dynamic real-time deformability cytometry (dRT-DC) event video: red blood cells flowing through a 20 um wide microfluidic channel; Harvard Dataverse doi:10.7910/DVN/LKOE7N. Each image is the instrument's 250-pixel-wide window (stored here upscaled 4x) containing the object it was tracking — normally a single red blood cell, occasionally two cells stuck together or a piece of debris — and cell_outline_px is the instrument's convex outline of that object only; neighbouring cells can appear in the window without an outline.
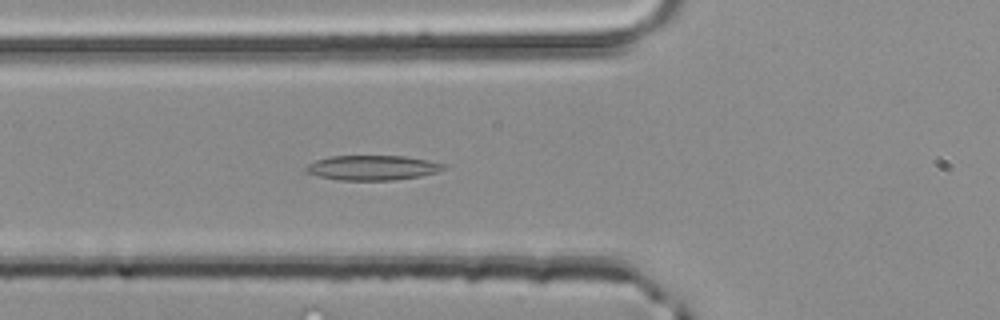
{"species": "common noctule bat (a hibernating species)", "species_latin": "Nyctalus noctula", "temperature_condition": "room temperature", "stored_images_in_passage": 43, "camera_frame_rate_fps": 3000, "um_per_image_px": 0.085, "animal": {"sex": "male", "body_mass_g": 20.4}, "frame": {"image": 1, "passage_image": 11, "time_ms": 3.333, "image_size_px": [1000, 320], "cell_outline_px": [[448, 168], [436, 172], [420, 176], [392, 180], [340, 180], [320, 176], [304, 172], [304, 168], [308, 164], [316, 160], [332, 156], [404, 156], [428, 160], [444, 164]], "centroid_in_image_um": [31.65, 14.25], "position_along_channel_um": 94.1, "area_um2": 19.83}}
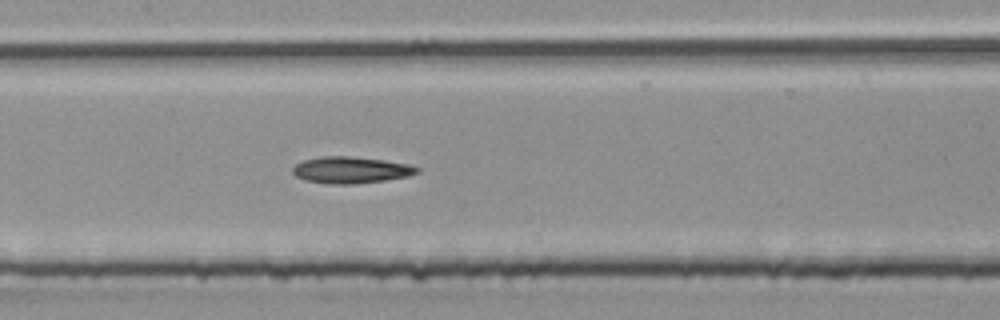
{"frame": {"image": 2, "passage_image": 17, "time_ms": 5.333, "image_size_px": [1000, 320], "cell_outline_px": [[420, 172], [408, 176], [384, 180], [352, 184], [328, 184], [304, 180], [296, 176], [292, 172], [292, 168], [296, 164], [304, 160], [320, 156], [352, 156], [384, 160], [408, 164], [420, 168]], "centroid_in_image_um": [29.81, 14.44], "position_along_channel_um": 177.6, "area_um2": 19.31}}
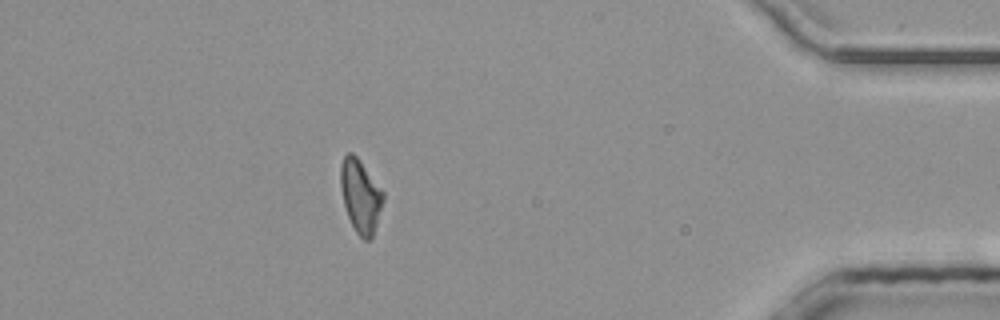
{"frame": {"image": 3, "passage_image": 37, "time_ms": 12.0, "image_size_px": [1000, 320], "cell_outline_px": [[384, 200], [372, 236], [368, 240], [364, 240], [356, 232], [348, 216], [344, 204], [340, 188], [340, 164], [344, 156], [348, 152], [352, 152], [360, 160], [384, 192]], "centroid_in_image_um": [30.63, 16.62], "position_along_channel_um": 404.6, "area_um2": 18.03}}